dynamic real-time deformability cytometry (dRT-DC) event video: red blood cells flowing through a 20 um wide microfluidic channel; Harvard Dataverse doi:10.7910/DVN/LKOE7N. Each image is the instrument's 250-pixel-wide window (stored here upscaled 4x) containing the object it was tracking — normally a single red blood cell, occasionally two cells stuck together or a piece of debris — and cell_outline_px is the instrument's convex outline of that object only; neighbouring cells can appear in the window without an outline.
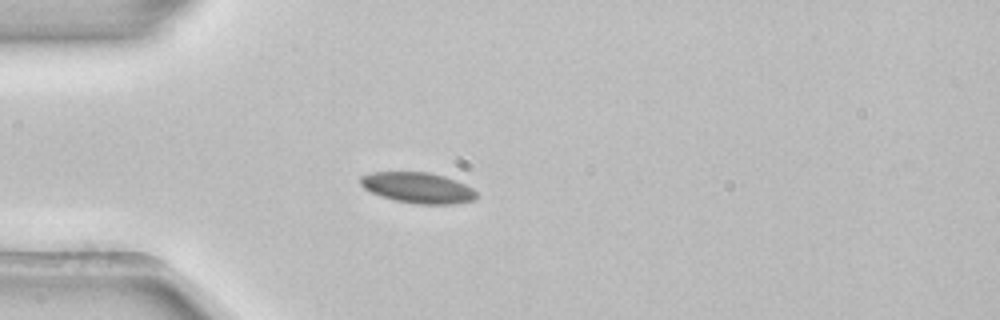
{"species": "common noctule bat (a hibernating species)", "species_latin": "Nyctalus noctula", "temperature_condition": "room temperature", "stored_images_in_passage": 3, "camera_frame_rate_fps": 3000, "um_per_image_px": 0.085, "animal": {"sex": "female", "body_mass_g": 22.7, "forearm_length_mm": 54.2}, "frame": {"image": 1, "passage_image": 3, "time_ms": 0.667, "image_size_px": [1000, 320], "cell_outline_px": [[480, 196], [476, 200], [456, 204], [416, 204], [396, 200], [380, 196], [364, 188], [360, 184], [360, 176], [372, 172], [428, 172], [444, 176], [456, 180], [472, 188]], "centroid_in_image_um": [35.55, 15.96], "position_along_channel_um": 49.4, "area_um2": 20.92}}